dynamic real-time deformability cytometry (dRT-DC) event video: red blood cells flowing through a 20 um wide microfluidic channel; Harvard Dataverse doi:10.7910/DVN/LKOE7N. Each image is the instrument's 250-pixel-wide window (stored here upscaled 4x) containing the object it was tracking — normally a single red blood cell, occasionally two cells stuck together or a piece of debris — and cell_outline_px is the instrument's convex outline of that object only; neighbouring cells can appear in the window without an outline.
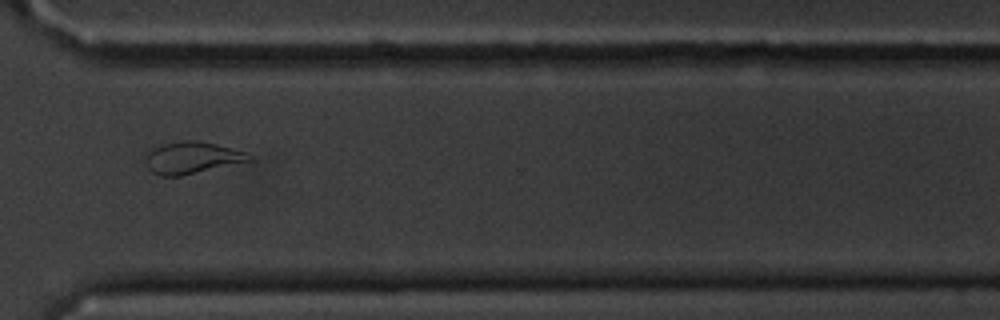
{"species": "common noctule bat (a hibernating species)", "species_latin": "Nyctalus noctula", "temperature_condition": "cold", "stored_images_in_passage": 13, "camera_frame_rate_fps": 3000, "um_per_image_px": 0.085, "animal": {"sex": "male", "body_mass_g": 20.1, "forearm_length_mm": 53.5}, "frame": {"image": 1, "passage_image": 10, "time_ms": 11.333, "image_size_px": [1000, 320], "cell_outline_px": [[252, 160], [180, 176], [160, 176], [152, 172], [148, 168], [144, 160], [144, 156], [148, 152], [160, 144], [184, 140], [196, 140], [216, 144], [232, 148], [244, 152], [252, 156]], "centroid_in_image_um": [16.26, 13.4], "position_along_channel_um": 354.3, "area_um2": 19.19}}